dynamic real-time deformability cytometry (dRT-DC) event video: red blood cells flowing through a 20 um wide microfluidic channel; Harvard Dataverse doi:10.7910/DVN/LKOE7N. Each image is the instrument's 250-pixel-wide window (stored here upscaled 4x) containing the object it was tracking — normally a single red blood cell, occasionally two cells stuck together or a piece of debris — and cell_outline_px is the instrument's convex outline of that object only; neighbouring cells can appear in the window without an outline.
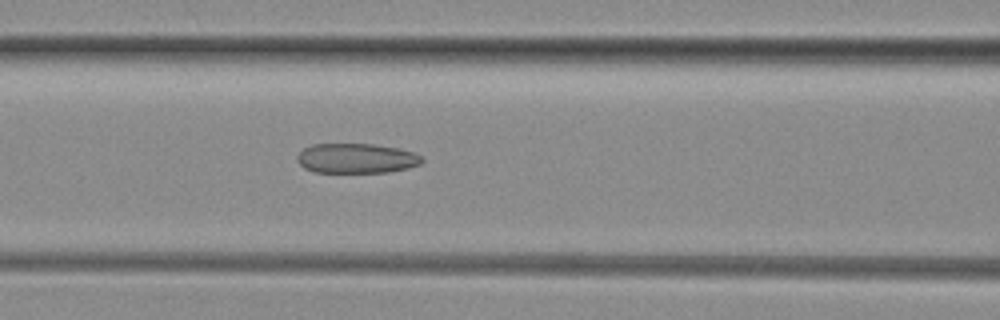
{"species": "common noctule bat (a hibernating species)", "species_latin": "Nyctalus noctula", "temperature_condition": "room temperature", "stored_images_in_passage": 29, "camera_frame_rate_fps": 3000, "um_per_image_px": 0.085, "animal": {"sex": "female", "body_mass_g": 29.2, "forearm_length_mm": 56.3}, "frame": {"image": 1, "passage_image": 7, "time_ms": 2.0, "image_size_px": [1000, 320], "cell_outline_px": [[424, 160], [420, 164], [408, 168], [388, 172], [316, 172], [304, 168], [296, 160], [296, 156], [304, 148], [312, 144], [372, 144], [400, 148], [416, 152]], "centroid_in_image_um": [30.31, 13.45], "position_along_channel_um": 136.3, "area_um2": 21.79}}
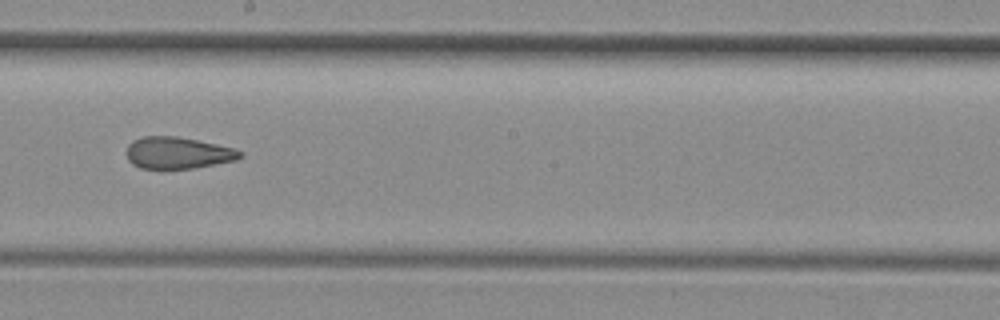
{"frame": {"image": 2, "passage_image": 14, "time_ms": 4.333, "image_size_px": [1000, 320], "cell_outline_px": [[244, 156], [236, 160], [192, 168], [140, 168], [132, 164], [128, 160], [128, 144], [132, 140], [144, 136], [176, 136], [216, 144], [232, 148], [244, 152]], "centroid_in_image_um": [15.12, 12.99], "position_along_channel_um": 233.1, "area_um2": 20.81}}
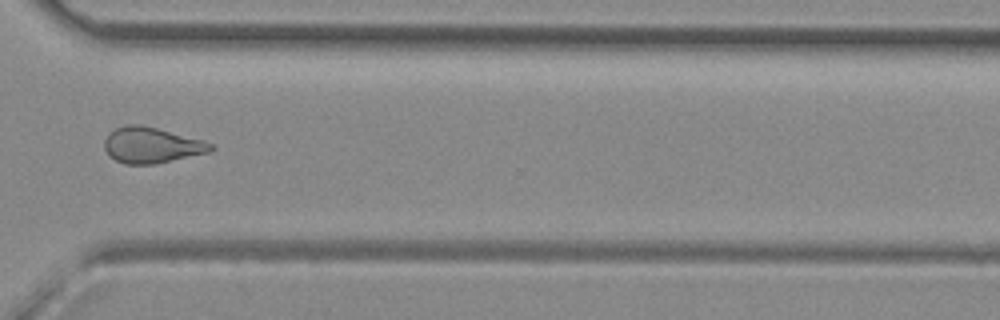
{"frame": {"image": 3, "passage_image": 23, "time_ms": 7.333, "image_size_px": [1000, 320], "cell_outline_px": [[216, 148], [208, 152], [156, 164], [124, 164], [108, 156], [104, 148], [104, 140], [116, 128], [128, 124], [140, 124], [204, 140], [212, 144]], "centroid_in_image_um": [12.88, 12.35], "position_along_channel_um": 357.7, "area_um2": 22.08}, "authors_computed_cell_mechanics": {"area_um2": 21.8484, "velocity_mm_per_s": 4.1606, "shape_relaxation_time_tau1_ms": null, "shape_relaxation_time_tau2_ms": 1.9476, "deformation_change_tau1": null, "deformation_change_tau2": 0.1101}}